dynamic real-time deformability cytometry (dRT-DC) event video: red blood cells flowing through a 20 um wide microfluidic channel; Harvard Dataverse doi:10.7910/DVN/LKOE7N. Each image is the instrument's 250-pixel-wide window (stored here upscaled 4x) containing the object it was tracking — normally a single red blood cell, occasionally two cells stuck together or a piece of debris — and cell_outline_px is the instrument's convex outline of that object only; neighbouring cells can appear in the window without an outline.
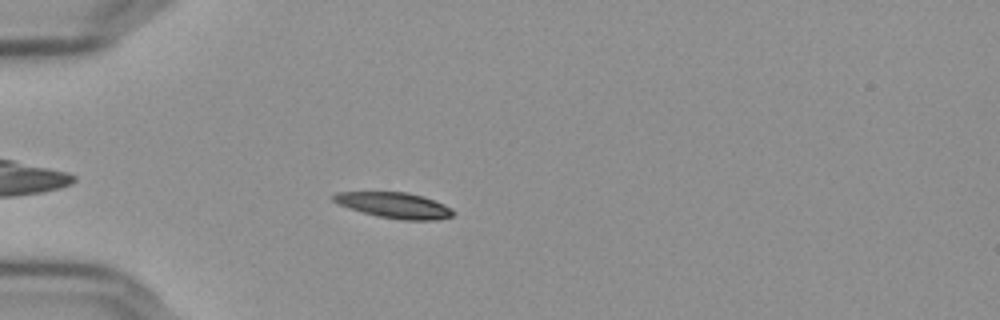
{"species": "Egyptian fruit bat (a non-hibernating species)", "species_latin": "Rousettus aegyptiacus", "temperature_condition": "cold", "stored_images_in_passage": 47, "camera_frame_rate_fps": 3000, "um_per_image_px": 0.085, "frame": {"image": 1, "passage_image": 7, "time_ms": 2.0, "image_size_px": [1000, 320], "cell_outline_px": [[456, 212], [452, 216], [436, 220], [400, 220], [376, 216], [348, 208], [332, 200], [332, 196], [336, 192], [408, 192], [444, 204], [452, 208]], "centroid_in_image_um": [33.52, 17.46], "position_along_channel_um": 51.5, "area_um2": 17.92}}
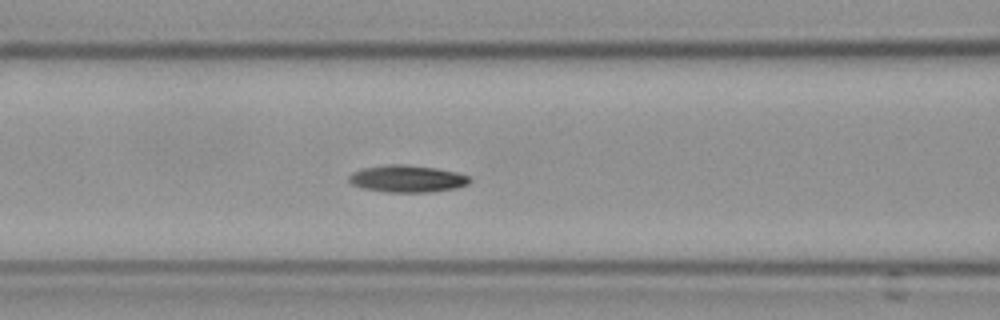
{"frame": {"image": 2, "passage_image": 15, "time_ms": 4.667, "image_size_px": [1000, 320], "cell_outline_px": [[472, 180], [468, 184], [456, 188], [428, 192], [388, 192], [360, 188], [352, 184], [348, 180], [348, 176], [352, 172], [364, 168], [388, 164], [404, 164], [436, 168], [456, 172], [468, 176]], "centroid_in_image_um": [34.59, 15.19], "position_along_channel_um": 132.0, "area_um2": 19.07}}
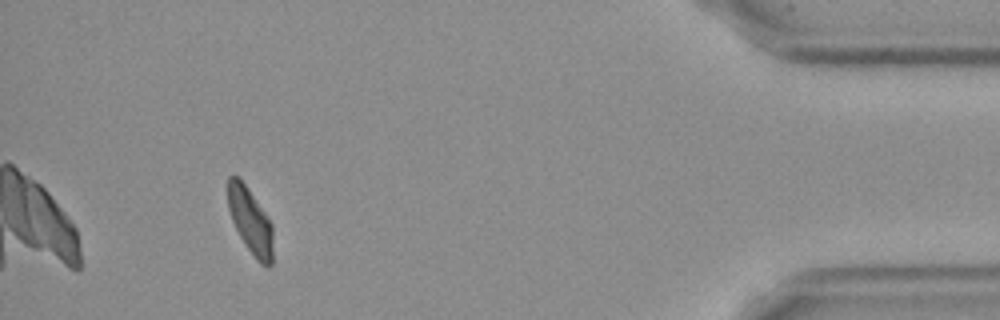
{"frame": {"image": 3, "passage_image": 43, "time_ms": 14.0, "image_size_px": [1000, 320], "cell_outline_px": [[272, 264], [268, 268], [260, 264], [256, 260], [244, 244], [232, 220], [228, 208], [228, 176], [236, 176], [244, 184], [264, 212], [272, 224]], "centroid_in_image_um": [21.28, 18.85], "position_along_channel_um": 413.9, "area_um2": 16.99}, "authors_computed_cell_mechanics": {"area_um2": 18.0914, "velocity_mm_per_s": 3.6168, "shape_relaxation_time_tau1_ms": 4.5566, "shape_relaxation_time_tau2_ms": 8.0879, "deformation_change_tau1": 0.1432, "deformation_change_tau2": 0.1057}}